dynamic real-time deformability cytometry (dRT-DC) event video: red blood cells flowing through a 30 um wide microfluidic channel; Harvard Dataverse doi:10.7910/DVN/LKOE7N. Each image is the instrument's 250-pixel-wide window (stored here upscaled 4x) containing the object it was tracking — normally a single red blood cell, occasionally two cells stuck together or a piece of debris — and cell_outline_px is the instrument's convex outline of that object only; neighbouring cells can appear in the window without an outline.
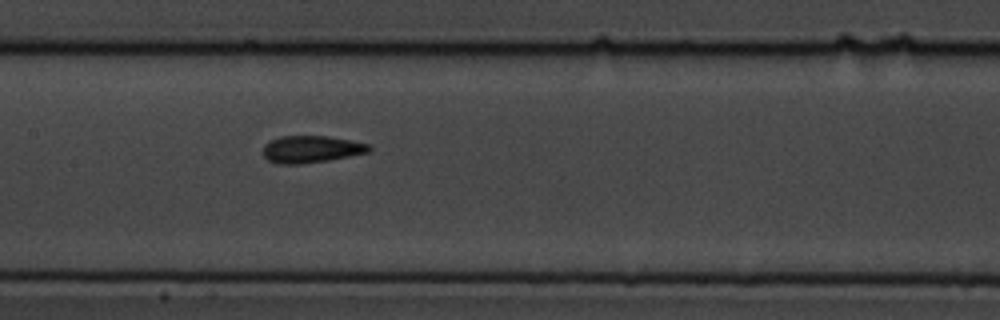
{"species": "common noctule bat (a hibernating species)", "species_latin": "Nyctalus noctula", "temperature_condition": "cold", "stored_images_in_passage": 7, "camera_frame_rate_fps": 3000, "um_per_image_px": 0.085, "animal": {"sex": "male", "body_mass_g": 19.5, "forearm_length_mm": 54.6}, "frame": {"image": 1, "passage_image": 7, "time_ms": 8.667, "image_size_px": [1000, 320], "cell_outline_px": [[372, 148], [368, 152], [328, 160], [304, 164], [276, 164], [268, 160], [264, 156], [264, 144], [268, 140], [280, 136], [328, 136], [352, 140], [368, 144]], "centroid_in_image_um": [26.42, 12.68], "position_along_channel_um": 181.0, "area_um2": 16.82}}